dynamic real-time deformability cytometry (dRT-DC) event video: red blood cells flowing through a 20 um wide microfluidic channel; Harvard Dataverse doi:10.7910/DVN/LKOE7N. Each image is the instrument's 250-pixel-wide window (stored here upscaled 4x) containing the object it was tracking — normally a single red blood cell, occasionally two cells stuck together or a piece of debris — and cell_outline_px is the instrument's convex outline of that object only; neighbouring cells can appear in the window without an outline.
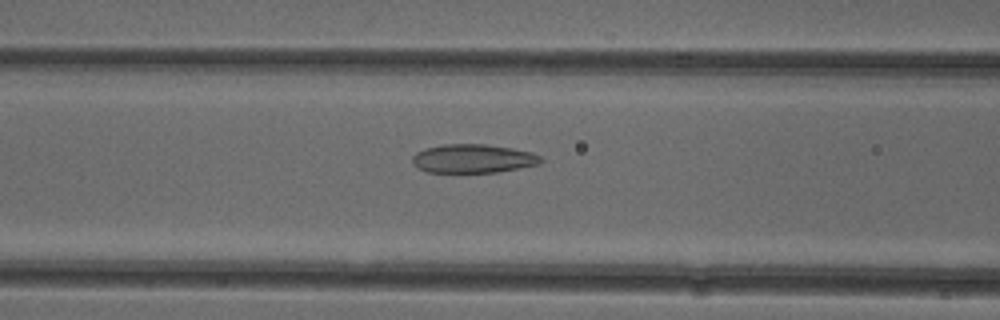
{"species": "common noctule bat (a hibernating species)", "species_latin": "Nyctalus noctula", "temperature_condition": "cold", "stored_images_in_passage": 52, "camera_frame_rate_fps": 3000, "um_per_image_px": 0.085, "animal": {"sex": "female"}, "frame": {"image": 1, "passage_image": 21, "time_ms": 6.667, "image_size_px": [1000, 320], "cell_outline_px": [[544, 160], [540, 164], [496, 172], [428, 172], [416, 168], [412, 164], [412, 156], [416, 152], [424, 148], [440, 144], [484, 144], [512, 148], [532, 152], [540, 156]], "centroid_in_image_um": [40.17, 13.47], "position_along_channel_um": 126.4, "area_um2": 21.68}}
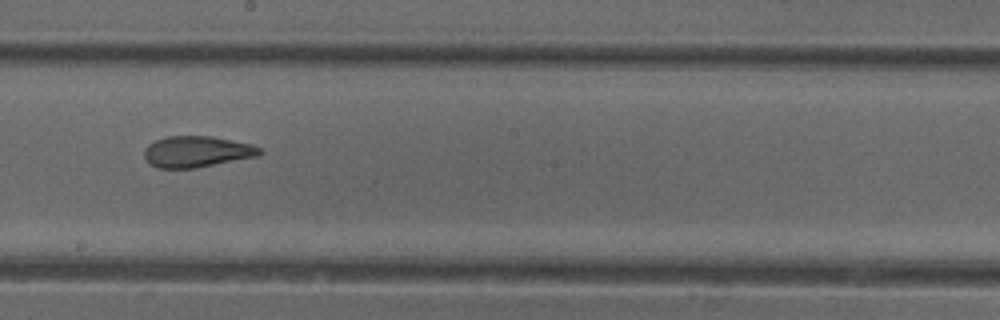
{"frame": {"image": 2, "passage_image": 29, "time_ms": 9.333, "image_size_px": [1000, 320], "cell_outline_px": [[264, 152], [260, 156], [196, 168], [160, 168], [148, 164], [144, 156], [144, 148], [148, 144], [156, 140], [168, 136], [212, 136], [252, 144], [260, 148]], "centroid_in_image_um": [16.75, 12.89], "position_along_channel_um": 231.5, "area_um2": 21.21}}
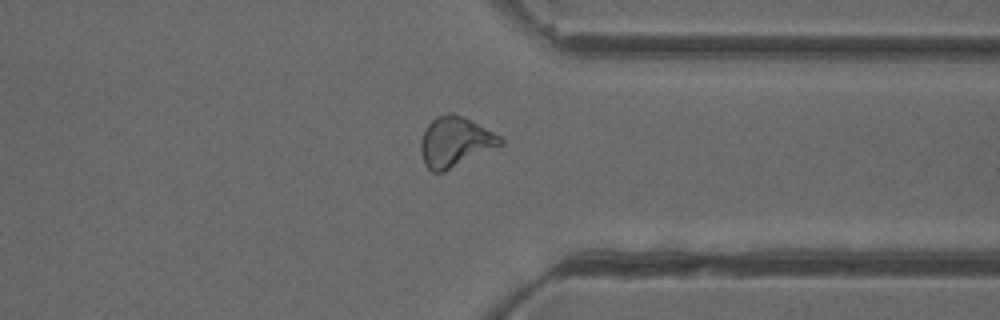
{"frame": {"image": 3, "passage_image": 40, "time_ms": 13.0, "image_size_px": [1000, 320], "cell_outline_px": [[504, 144], [444, 172], [432, 172], [424, 164], [420, 152], [420, 140], [428, 124], [436, 116], [448, 112], [452, 112], [464, 116], [500, 136], [504, 140]], "centroid_in_image_um": [38.67, 12.05], "position_along_channel_um": 372.7, "area_um2": 23.35}, "authors_computed_cell_mechanics": {"area_um2": 23.0622, "velocity_mm_per_s": 3.9376, "shape_relaxation_time_tau1_ms": null, "shape_relaxation_time_tau2_ms": 1.9542, "deformation_change_tau1": null, "deformation_change_tau2": 0.1072}}